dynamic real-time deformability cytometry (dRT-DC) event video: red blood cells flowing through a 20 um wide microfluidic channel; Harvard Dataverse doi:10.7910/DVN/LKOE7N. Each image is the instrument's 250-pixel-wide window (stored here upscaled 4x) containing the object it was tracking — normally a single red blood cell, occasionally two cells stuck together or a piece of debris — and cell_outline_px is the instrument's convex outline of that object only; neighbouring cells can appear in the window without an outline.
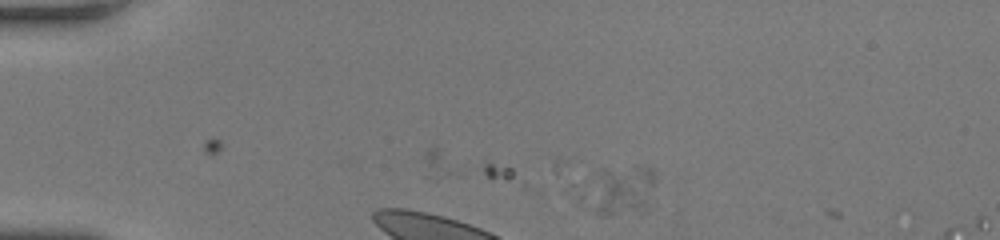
{"species": "human", "species_latin": "Homo sapiens", "temperature_condition": "room temperature", "stored_images_in_passage": 19, "camera_frame_rate_fps": 3000, "um_per_image_px": 0.085, "donor": {"sex": "female"}, "frame": {"image": 1, "passage_image": 9, "time_ms": 2.667, "image_size_px": [1000, 240], "cell_outline_px": [[656, 180], [640, 204], [612, 212], [596, 212], [580, 200], [580, 196], [600, 172], [604, 168], [636, 164], [652, 168]], "centroid_in_image_um": [52.59, 15.98], "position_along_channel_um": 32.4, "area_um2": 18.5}}